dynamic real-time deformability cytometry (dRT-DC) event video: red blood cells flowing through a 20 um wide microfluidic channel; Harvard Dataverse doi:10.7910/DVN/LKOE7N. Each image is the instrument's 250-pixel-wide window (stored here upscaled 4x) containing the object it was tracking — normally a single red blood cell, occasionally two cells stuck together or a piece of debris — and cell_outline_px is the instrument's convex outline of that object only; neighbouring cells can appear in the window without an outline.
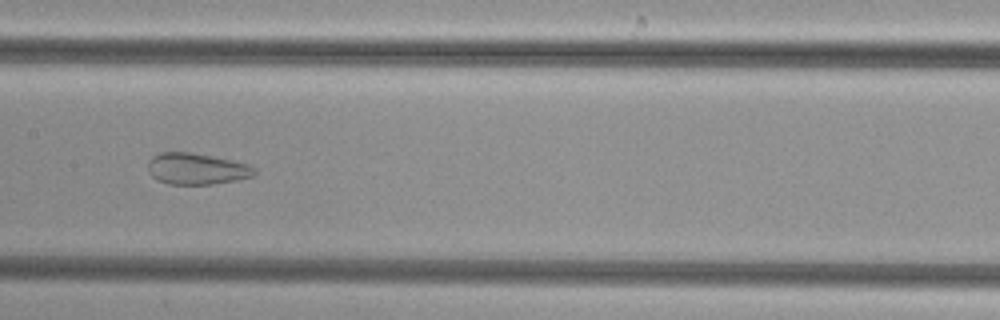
{"species": "common noctule bat (a hibernating species)", "species_latin": "Nyctalus noctula", "temperature_condition": "cold", "stored_images_in_passage": 42, "camera_frame_rate_fps": 3000, "um_per_image_px": 0.085, "animal": {"sex": "female", "body_mass_g": 29.2, "forearm_length_mm": 56.3}, "frame": {"image": 1, "passage_image": 23, "time_ms": 7.333, "image_size_px": [1000, 320], "cell_outline_px": [[256, 172], [252, 176], [236, 180], [212, 184], [168, 184], [152, 176], [148, 172], [148, 160], [152, 156], [160, 152], [188, 152], [212, 156], [232, 160], [248, 164], [256, 168]], "centroid_in_image_um": [16.7, 14.34], "position_along_channel_um": 190.7, "area_um2": 19.42}}
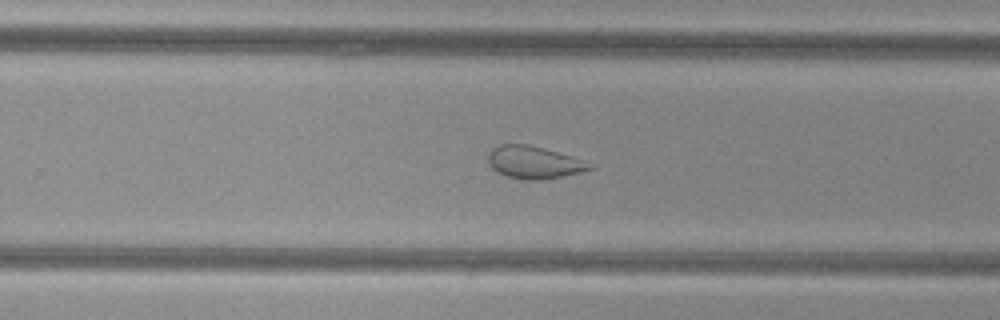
{"frame": {"image": 2, "passage_image": 30, "time_ms": 9.667, "image_size_px": [1000, 320], "cell_outline_px": [[592, 168], [580, 172], [540, 180], [528, 180], [508, 176], [496, 172], [488, 164], [488, 152], [492, 148], [500, 144], [528, 144], [544, 148], [572, 156], [580, 160]], "centroid_in_image_um": [45.28, 13.78], "position_along_channel_um": 284.5, "area_um2": 18.84}}
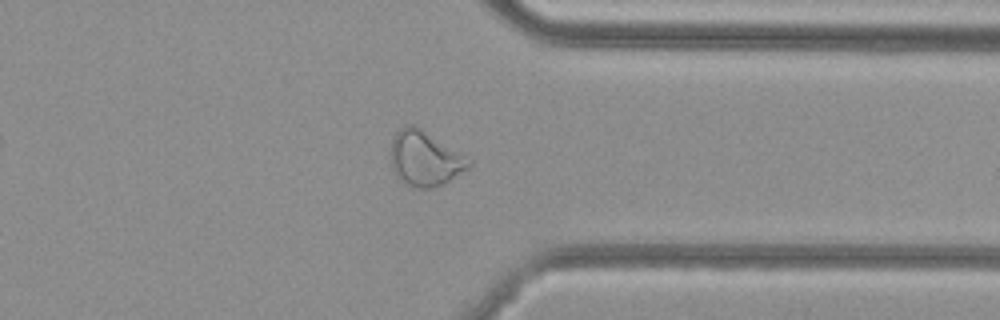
{"frame": {"image": 3, "passage_image": 37, "time_ms": 12.0, "image_size_px": [1000, 320], "cell_outline_px": [[472, 164], [468, 168], [444, 184], [432, 188], [416, 188], [404, 184], [396, 176], [392, 168], [392, 140], [396, 132], [400, 128], [408, 124], [412, 124], [420, 128], [472, 160]], "centroid_in_image_um": [36.11, 13.5], "position_along_channel_um": 375.3, "area_um2": 24.74}}